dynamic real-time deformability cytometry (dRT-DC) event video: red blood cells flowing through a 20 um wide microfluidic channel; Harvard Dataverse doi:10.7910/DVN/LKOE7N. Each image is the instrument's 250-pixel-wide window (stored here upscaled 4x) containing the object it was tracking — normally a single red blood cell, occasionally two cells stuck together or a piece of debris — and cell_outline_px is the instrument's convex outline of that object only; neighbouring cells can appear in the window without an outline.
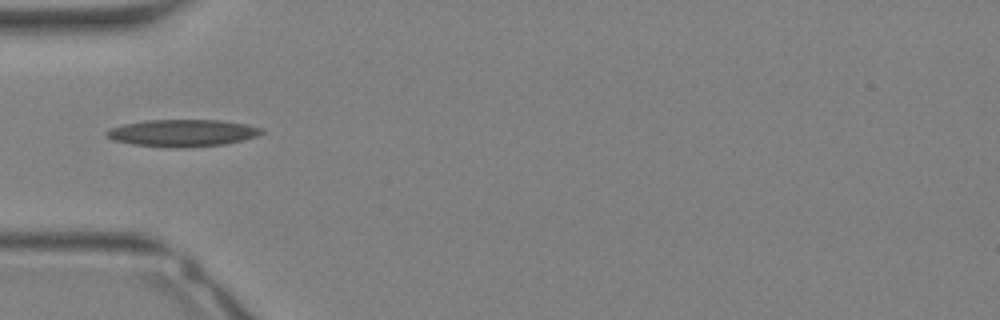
{"species": "Egyptian fruit bat (a non-hibernating species)", "species_latin": "Rousettus aegyptiacus", "temperature_condition": "warm", "stored_images_in_passage": 21, "camera_frame_rate_fps": 3000, "um_per_image_px": 0.085, "animal": {"sex": "female"}, "frame": {"image": 1, "passage_image": 1, "time_ms": 0.0, "image_size_px": [1000, 320], "cell_outline_px": [[264, 132], [256, 136], [224, 144], [188, 148], [168, 148], [132, 144], [112, 140], [104, 132], [108, 128], [124, 124], [148, 120], [220, 120], [244, 124], [264, 128]], "centroid_in_image_um": [15.48, 11.31], "position_along_channel_um": 69.5, "area_um2": 24.57}}
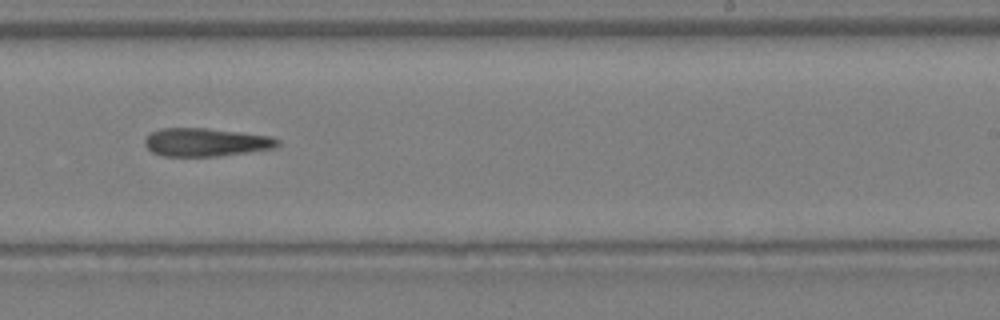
{"frame": {"image": 2, "passage_image": 11, "time_ms": 3.333, "image_size_px": [1000, 320], "cell_outline_px": [[280, 144], [276, 148], [220, 156], [160, 156], [152, 152], [144, 144], [144, 140], [152, 132], [164, 128], [208, 128], [272, 136], [280, 140]], "centroid_in_image_um": [17.54, 12.09], "position_along_channel_um": 271.5, "area_um2": 21.96}}
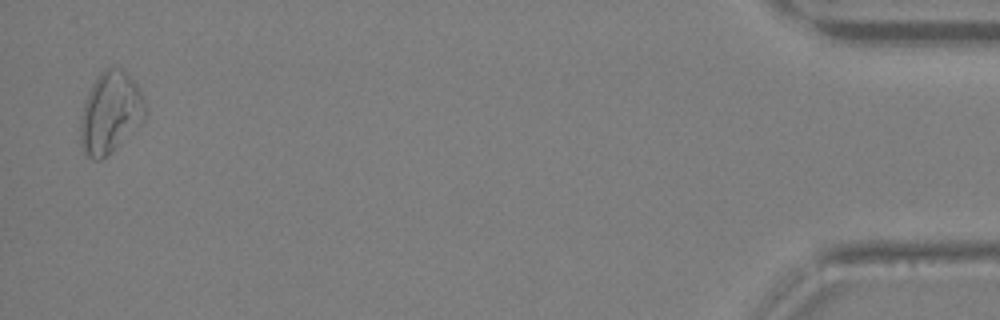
{"frame": {"image": 3, "passage_image": 21, "time_ms": 6.667, "image_size_px": [1000, 320], "cell_outline_px": [[144, 120], [112, 152], [100, 160], [92, 160], [84, 152], [80, 144], [80, 116], [84, 100], [92, 84], [104, 68], [124, 68], [136, 84], [144, 100]], "centroid_in_image_um": [9.34, 9.58], "position_along_channel_um": 425.9, "area_um2": 30.75}}